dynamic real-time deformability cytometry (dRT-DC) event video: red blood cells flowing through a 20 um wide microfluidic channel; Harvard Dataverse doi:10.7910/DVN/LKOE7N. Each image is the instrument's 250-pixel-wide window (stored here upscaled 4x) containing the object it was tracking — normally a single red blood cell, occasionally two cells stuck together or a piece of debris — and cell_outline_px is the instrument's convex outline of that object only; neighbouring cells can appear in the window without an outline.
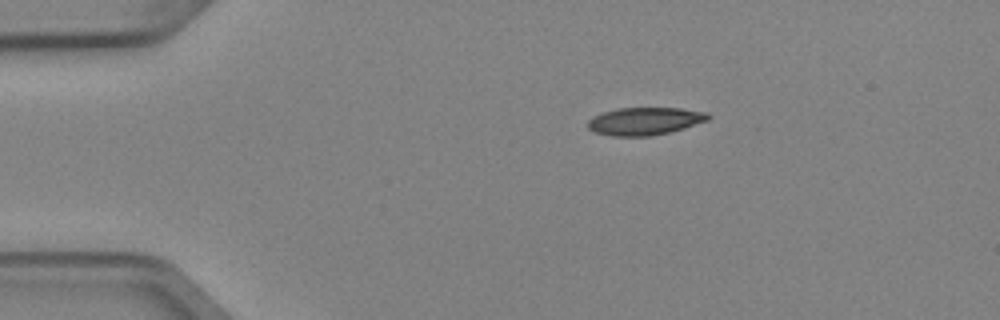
{"species": "Egyptian fruit bat (a non-hibernating species)", "species_latin": "Rousettus aegyptiacus", "temperature_condition": "cold", "stored_images_in_passage": 4, "camera_frame_rate_fps": 3000, "um_per_image_px": 0.085, "animal": {"sex": "female"}, "frame": {"image": 1, "passage_image": 1, "time_ms": 0.0, "image_size_px": [1000, 320], "cell_outline_px": [[712, 116], [708, 120], [684, 128], [668, 132], [648, 136], [612, 136], [596, 132], [588, 128], [588, 120], [592, 116], [616, 108], [680, 108], [708, 112]], "centroid_in_image_um": [54.82, 10.29], "position_along_channel_um": 30.2, "area_um2": 19.36}}
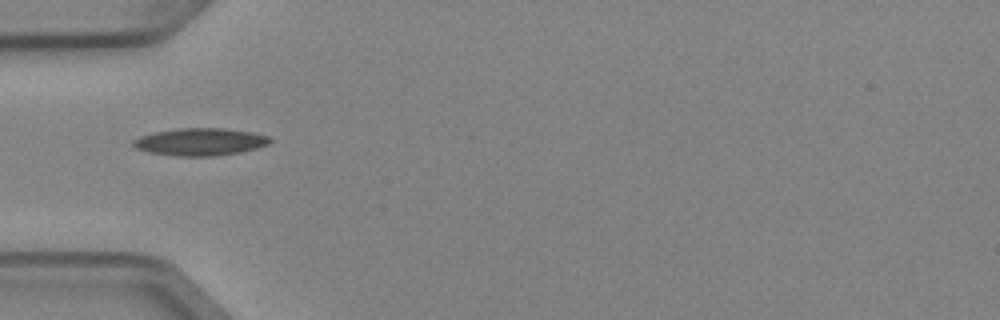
{"frame": {"image": 2, "passage_image": 3, "time_ms": 0.667, "image_size_px": [1000, 320], "cell_outline_px": [[272, 140], [268, 144], [256, 148], [240, 152], [216, 156], [176, 156], [148, 152], [136, 148], [132, 144], [132, 140], [140, 136], [152, 132], [180, 128], [224, 128], [252, 132], [268, 136]], "centroid_in_image_um": [16.99, 12.05], "position_along_channel_um": 68.0, "area_um2": 21.91}}
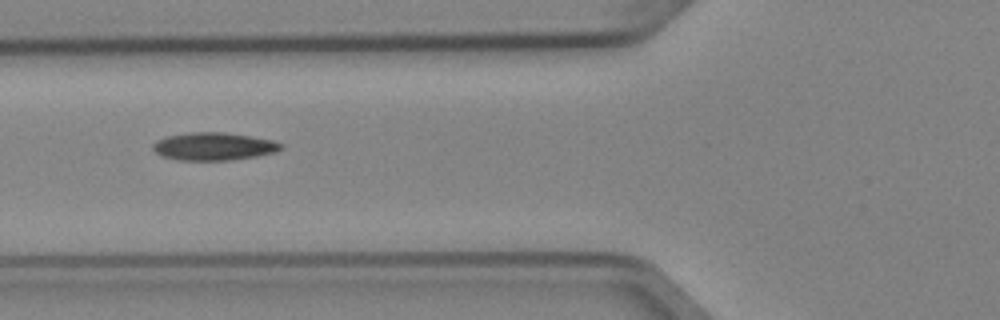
{"frame": {"image": 3, "passage_image": 4, "time_ms": 1.0, "image_size_px": [1000, 320], "cell_outline_px": [[284, 148], [276, 152], [256, 156], [228, 160], [180, 160], [160, 156], [152, 148], [152, 144], [156, 140], [168, 136], [188, 132], [224, 132], [272, 140], [284, 144]], "centroid_in_image_um": [18.16, 12.44], "position_along_channel_um": 107.6, "area_um2": 20.75}}